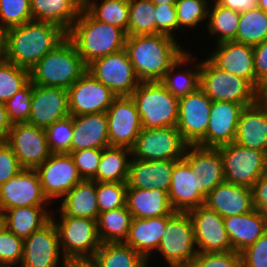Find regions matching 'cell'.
Masks as SVG:
<instances>
[{"mask_svg":"<svg viewBox=\"0 0 267 267\" xmlns=\"http://www.w3.org/2000/svg\"><path fill=\"white\" fill-rule=\"evenodd\" d=\"M174 37L165 34L128 35L125 50L140 82L161 81L186 52Z\"/></svg>","mask_w":267,"mask_h":267,"instance_id":"6da1fadb","label":"cell"},{"mask_svg":"<svg viewBox=\"0 0 267 267\" xmlns=\"http://www.w3.org/2000/svg\"><path fill=\"white\" fill-rule=\"evenodd\" d=\"M67 38V32L49 22L30 21L7 30V60L30 70Z\"/></svg>","mask_w":267,"mask_h":267,"instance_id":"7a4b0ae2","label":"cell"},{"mask_svg":"<svg viewBox=\"0 0 267 267\" xmlns=\"http://www.w3.org/2000/svg\"><path fill=\"white\" fill-rule=\"evenodd\" d=\"M127 34L119 27L97 20L84 6L67 38L87 66L92 61L125 48Z\"/></svg>","mask_w":267,"mask_h":267,"instance_id":"3957f363","label":"cell"},{"mask_svg":"<svg viewBox=\"0 0 267 267\" xmlns=\"http://www.w3.org/2000/svg\"><path fill=\"white\" fill-rule=\"evenodd\" d=\"M86 70L74 44L66 38L29 70L30 81L34 85L68 89Z\"/></svg>","mask_w":267,"mask_h":267,"instance_id":"277c9868","label":"cell"},{"mask_svg":"<svg viewBox=\"0 0 267 267\" xmlns=\"http://www.w3.org/2000/svg\"><path fill=\"white\" fill-rule=\"evenodd\" d=\"M140 115L142 128L176 127L179 99L160 81L140 82L131 94Z\"/></svg>","mask_w":267,"mask_h":267,"instance_id":"5b68a950","label":"cell"},{"mask_svg":"<svg viewBox=\"0 0 267 267\" xmlns=\"http://www.w3.org/2000/svg\"><path fill=\"white\" fill-rule=\"evenodd\" d=\"M200 89L212 101L242 104L259 99V92L246 80L216 67L208 58L200 62Z\"/></svg>","mask_w":267,"mask_h":267,"instance_id":"8992f818","label":"cell"},{"mask_svg":"<svg viewBox=\"0 0 267 267\" xmlns=\"http://www.w3.org/2000/svg\"><path fill=\"white\" fill-rule=\"evenodd\" d=\"M54 221L62 250V259L92 258L101 246L97 230V221L76 216H60Z\"/></svg>","mask_w":267,"mask_h":267,"instance_id":"52a82bcc","label":"cell"},{"mask_svg":"<svg viewBox=\"0 0 267 267\" xmlns=\"http://www.w3.org/2000/svg\"><path fill=\"white\" fill-rule=\"evenodd\" d=\"M223 162L226 182L252 188L267 170V153L236 142L217 147Z\"/></svg>","mask_w":267,"mask_h":267,"instance_id":"ba28073f","label":"cell"},{"mask_svg":"<svg viewBox=\"0 0 267 267\" xmlns=\"http://www.w3.org/2000/svg\"><path fill=\"white\" fill-rule=\"evenodd\" d=\"M169 267L191 265L198 250L194 227L188 212H175L167 221L166 230L156 250Z\"/></svg>","mask_w":267,"mask_h":267,"instance_id":"9c48e42d","label":"cell"},{"mask_svg":"<svg viewBox=\"0 0 267 267\" xmlns=\"http://www.w3.org/2000/svg\"><path fill=\"white\" fill-rule=\"evenodd\" d=\"M188 146L177 127L142 128L131 148V157L150 161H179L183 159Z\"/></svg>","mask_w":267,"mask_h":267,"instance_id":"30bf717a","label":"cell"},{"mask_svg":"<svg viewBox=\"0 0 267 267\" xmlns=\"http://www.w3.org/2000/svg\"><path fill=\"white\" fill-rule=\"evenodd\" d=\"M86 71L116 97L131 96L140 83L125 48L92 61Z\"/></svg>","mask_w":267,"mask_h":267,"instance_id":"8fae6325","label":"cell"},{"mask_svg":"<svg viewBox=\"0 0 267 267\" xmlns=\"http://www.w3.org/2000/svg\"><path fill=\"white\" fill-rule=\"evenodd\" d=\"M5 142L23 169H36L52 154L45 129L27 122L12 124Z\"/></svg>","mask_w":267,"mask_h":267,"instance_id":"7c38bea8","label":"cell"},{"mask_svg":"<svg viewBox=\"0 0 267 267\" xmlns=\"http://www.w3.org/2000/svg\"><path fill=\"white\" fill-rule=\"evenodd\" d=\"M35 170L50 202L55 198H63L77 183L83 181L69 153H52Z\"/></svg>","mask_w":267,"mask_h":267,"instance_id":"4fadbf2b","label":"cell"},{"mask_svg":"<svg viewBox=\"0 0 267 267\" xmlns=\"http://www.w3.org/2000/svg\"><path fill=\"white\" fill-rule=\"evenodd\" d=\"M212 100L199 88L179 98L176 127L188 145H197L206 134Z\"/></svg>","mask_w":267,"mask_h":267,"instance_id":"5bb4252c","label":"cell"},{"mask_svg":"<svg viewBox=\"0 0 267 267\" xmlns=\"http://www.w3.org/2000/svg\"><path fill=\"white\" fill-rule=\"evenodd\" d=\"M110 146L132 148L142 122L131 96L116 97L106 111Z\"/></svg>","mask_w":267,"mask_h":267,"instance_id":"9a60e30c","label":"cell"},{"mask_svg":"<svg viewBox=\"0 0 267 267\" xmlns=\"http://www.w3.org/2000/svg\"><path fill=\"white\" fill-rule=\"evenodd\" d=\"M67 91L72 116L106 112L116 98L108 87L87 71Z\"/></svg>","mask_w":267,"mask_h":267,"instance_id":"2e32d148","label":"cell"},{"mask_svg":"<svg viewBox=\"0 0 267 267\" xmlns=\"http://www.w3.org/2000/svg\"><path fill=\"white\" fill-rule=\"evenodd\" d=\"M193 227L198 252H229L231 242L226 232L223 217L206 205L188 211Z\"/></svg>","mask_w":267,"mask_h":267,"instance_id":"e0dca14e","label":"cell"},{"mask_svg":"<svg viewBox=\"0 0 267 267\" xmlns=\"http://www.w3.org/2000/svg\"><path fill=\"white\" fill-rule=\"evenodd\" d=\"M48 203L35 169H22L0 186L2 213L14 207L45 206Z\"/></svg>","mask_w":267,"mask_h":267,"instance_id":"ac0fdd59","label":"cell"},{"mask_svg":"<svg viewBox=\"0 0 267 267\" xmlns=\"http://www.w3.org/2000/svg\"><path fill=\"white\" fill-rule=\"evenodd\" d=\"M60 252L58 230L51 219L41 229L24 238L19 267H59Z\"/></svg>","mask_w":267,"mask_h":267,"instance_id":"d6986e66","label":"cell"},{"mask_svg":"<svg viewBox=\"0 0 267 267\" xmlns=\"http://www.w3.org/2000/svg\"><path fill=\"white\" fill-rule=\"evenodd\" d=\"M183 159L191 166L198 181V193L207 195L225 181L223 162L218 148L189 145Z\"/></svg>","mask_w":267,"mask_h":267,"instance_id":"ffe728a7","label":"cell"},{"mask_svg":"<svg viewBox=\"0 0 267 267\" xmlns=\"http://www.w3.org/2000/svg\"><path fill=\"white\" fill-rule=\"evenodd\" d=\"M69 115L67 89L33 84L31 111L27 123L46 129Z\"/></svg>","mask_w":267,"mask_h":267,"instance_id":"44dd1931","label":"cell"},{"mask_svg":"<svg viewBox=\"0 0 267 267\" xmlns=\"http://www.w3.org/2000/svg\"><path fill=\"white\" fill-rule=\"evenodd\" d=\"M243 108L242 104L234 102L212 101L205 137L197 145L217 148L234 142Z\"/></svg>","mask_w":267,"mask_h":267,"instance_id":"7402d4cb","label":"cell"},{"mask_svg":"<svg viewBox=\"0 0 267 267\" xmlns=\"http://www.w3.org/2000/svg\"><path fill=\"white\" fill-rule=\"evenodd\" d=\"M208 59L219 69L246 79L256 89L252 45L236 41L218 43Z\"/></svg>","mask_w":267,"mask_h":267,"instance_id":"603a6c76","label":"cell"},{"mask_svg":"<svg viewBox=\"0 0 267 267\" xmlns=\"http://www.w3.org/2000/svg\"><path fill=\"white\" fill-rule=\"evenodd\" d=\"M168 197L175 212H188L205 202L198 193L195 173L184 159L174 164Z\"/></svg>","mask_w":267,"mask_h":267,"instance_id":"cb8c5ba5","label":"cell"},{"mask_svg":"<svg viewBox=\"0 0 267 267\" xmlns=\"http://www.w3.org/2000/svg\"><path fill=\"white\" fill-rule=\"evenodd\" d=\"M234 142L267 153V104L258 99L243 108Z\"/></svg>","mask_w":267,"mask_h":267,"instance_id":"d4e9b609","label":"cell"},{"mask_svg":"<svg viewBox=\"0 0 267 267\" xmlns=\"http://www.w3.org/2000/svg\"><path fill=\"white\" fill-rule=\"evenodd\" d=\"M204 205L223 218L242 215L254 209L252 189L224 181L207 195Z\"/></svg>","mask_w":267,"mask_h":267,"instance_id":"484cf974","label":"cell"},{"mask_svg":"<svg viewBox=\"0 0 267 267\" xmlns=\"http://www.w3.org/2000/svg\"><path fill=\"white\" fill-rule=\"evenodd\" d=\"M175 160H139L130 157L127 187L159 189L168 192Z\"/></svg>","mask_w":267,"mask_h":267,"instance_id":"4316f807","label":"cell"},{"mask_svg":"<svg viewBox=\"0 0 267 267\" xmlns=\"http://www.w3.org/2000/svg\"><path fill=\"white\" fill-rule=\"evenodd\" d=\"M106 112L73 116L71 152L109 147Z\"/></svg>","mask_w":267,"mask_h":267,"instance_id":"83f0119b","label":"cell"},{"mask_svg":"<svg viewBox=\"0 0 267 267\" xmlns=\"http://www.w3.org/2000/svg\"><path fill=\"white\" fill-rule=\"evenodd\" d=\"M223 220L232 249L239 253L267 232V215L256 209Z\"/></svg>","mask_w":267,"mask_h":267,"instance_id":"f1b7e54d","label":"cell"},{"mask_svg":"<svg viewBox=\"0 0 267 267\" xmlns=\"http://www.w3.org/2000/svg\"><path fill=\"white\" fill-rule=\"evenodd\" d=\"M171 216L133 218L125 243L147 261L150 260L152 251L157 250L160 245L161 237L166 230L167 221Z\"/></svg>","mask_w":267,"mask_h":267,"instance_id":"f546056e","label":"cell"},{"mask_svg":"<svg viewBox=\"0 0 267 267\" xmlns=\"http://www.w3.org/2000/svg\"><path fill=\"white\" fill-rule=\"evenodd\" d=\"M126 207L132 218H152L173 215L168 192L159 189L127 187Z\"/></svg>","mask_w":267,"mask_h":267,"instance_id":"4dcf8cb0","label":"cell"},{"mask_svg":"<svg viewBox=\"0 0 267 267\" xmlns=\"http://www.w3.org/2000/svg\"><path fill=\"white\" fill-rule=\"evenodd\" d=\"M33 21L49 22L69 31L83 6L77 0H30Z\"/></svg>","mask_w":267,"mask_h":267,"instance_id":"1f68e13d","label":"cell"},{"mask_svg":"<svg viewBox=\"0 0 267 267\" xmlns=\"http://www.w3.org/2000/svg\"><path fill=\"white\" fill-rule=\"evenodd\" d=\"M62 199L60 216H76L97 220L99 215L96 182L83 180L77 183Z\"/></svg>","mask_w":267,"mask_h":267,"instance_id":"d6a6232c","label":"cell"},{"mask_svg":"<svg viewBox=\"0 0 267 267\" xmlns=\"http://www.w3.org/2000/svg\"><path fill=\"white\" fill-rule=\"evenodd\" d=\"M51 220L45 206L14 207L2 213V224L16 236L26 238Z\"/></svg>","mask_w":267,"mask_h":267,"instance_id":"836d02e7","label":"cell"},{"mask_svg":"<svg viewBox=\"0 0 267 267\" xmlns=\"http://www.w3.org/2000/svg\"><path fill=\"white\" fill-rule=\"evenodd\" d=\"M131 149L127 147L109 146L102 149L99 168L95 182H127Z\"/></svg>","mask_w":267,"mask_h":267,"instance_id":"e575fe53","label":"cell"},{"mask_svg":"<svg viewBox=\"0 0 267 267\" xmlns=\"http://www.w3.org/2000/svg\"><path fill=\"white\" fill-rule=\"evenodd\" d=\"M192 56L189 52H185L165 73L164 77L160 81L164 87L178 99L197 91L200 88V63L194 65L196 68L190 70L174 71L181 65H188L192 62ZM178 66V67H177Z\"/></svg>","mask_w":267,"mask_h":267,"instance_id":"d590c367","label":"cell"},{"mask_svg":"<svg viewBox=\"0 0 267 267\" xmlns=\"http://www.w3.org/2000/svg\"><path fill=\"white\" fill-rule=\"evenodd\" d=\"M132 219L126 206L99 213L96 221L101 243L125 242Z\"/></svg>","mask_w":267,"mask_h":267,"instance_id":"8d00e7d4","label":"cell"},{"mask_svg":"<svg viewBox=\"0 0 267 267\" xmlns=\"http://www.w3.org/2000/svg\"><path fill=\"white\" fill-rule=\"evenodd\" d=\"M92 258L97 267L148 266V261L125 242L101 243Z\"/></svg>","mask_w":267,"mask_h":267,"instance_id":"74e56055","label":"cell"},{"mask_svg":"<svg viewBox=\"0 0 267 267\" xmlns=\"http://www.w3.org/2000/svg\"><path fill=\"white\" fill-rule=\"evenodd\" d=\"M211 9V10H210ZM240 13L225 8L216 2L208 10V31L210 35L217 36V44L235 41Z\"/></svg>","mask_w":267,"mask_h":267,"instance_id":"f35d334b","label":"cell"},{"mask_svg":"<svg viewBox=\"0 0 267 267\" xmlns=\"http://www.w3.org/2000/svg\"><path fill=\"white\" fill-rule=\"evenodd\" d=\"M97 20L119 27L128 36L129 0H90L84 6Z\"/></svg>","mask_w":267,"mask_h":267,"instance_id":"ab89813d","label":"cell"},{"mask_svg":"<svg viewBox=\"0 0 267 267\" xmlns=\"http://www.w3.org/2000/svg\"><path fill=\"white\" fill-rule=\"evenodd\" d=\"M267 39V12L256 8L241 12L236 42L257 45Z\"/></svg>","mask_w":267,"mask_h":267,"instance_id":"60d3db41","label":"cell"},{"mask_svg":"<svg viewBox=\"0 0 267 267\" xmlns=\"http://www.w3.org/2000/svg\"><path fill=\"white\" fill-rule=\"evenodd\" d=\"M155 14L151 0H129L128 35L156 34Z\"/></svg>","mask_w":267,"mask_h":267,"instance_id":"b9f144b4","label":"cell"},{"mask_svg":"<svg viewBox=\"0 0 267 267\" xmlns=\"http://www.w3.org/2000/svg\"><path fill=\"white\" fill-rule=\"evenodd\" d=\"M30 81L28 69L8 60L0 63V102L6 103Z\"/></svg>","mask_w":267,"mask_h":267,"instance_id":"7bdbcfd3","label":"cell"},{"mask_svg":"<svg viewBox=\"0 0 267 267\" xmlns=\"http://www.w3.org/2000/svg\"><path fill=\"white\" fill-rule=\"evenodd\" d=\"M33 21L30 0H0V27L10 29Z\"/></svg>","mask_w":267,"mask_h":267,"instance_id":"ee69618b","label":"cell"},{"mask_svg":"<svg viewBox=\"0 0 267 267\" xmlns=\"http://www.w3.org/2000/svg\"><path fill=\"white\" fill-rule=\"evenodd\" d=\"M48 146L51 153L65 154L71 152L73 138V116L56 121L46 129Z\"/></svg>","mask_w":267,"mask_h":267,"instance_id":"f6af8a7d","label":"cell"},{"mask_svg":"<svg viewBox=\"0 0 267 267\" xmlns=\"http://www.w3.org/2000/svg\"><path fill=\"white\" fill-rule=\"evenodd\" d=\"M126 182H96L99 213L126 206Z\"/></svg>","mask_w":267,"mask_h":267,"instance_id":"bcb514c9","label":"cell"},{"mask_svg":"<svg viewBox=\"0 0 267 267\" xmlns=\"http://www.w3.org/2000/svg\"><path fill=\"white\" fill-rule=\"evenodd\" d=\"M208 0H178L175 4L179 30L183 27L191 29L201 21L207 19L209 4Z\"/></svg>","mask_w":267,"mask_h":267,"instance_id":"7dc6e473","label":"cell"},{"mask_svg":"<svg viewBox=\"0 0 267 267\" xmlns=\"http://www.w3.org/2000/svg\"><path fill=\"white\" fill-rule=\"evenodd\" d=\"M24 239L16 236L3 224L0 226V267L21 264Z\"/></svg>","mask_w":267,"mask_h":267,"instance_id":"c3c4849f","label":"cell"},{"mask_svg":"<svg viewBox=\"0 0 267 267\" xmlns=\"http://www.w3.org/2000/svg\"><path fill=\"white\" fill-rule=\"evenodd\" d=\"M32 95L33 84L29 81L5 103L8 119L12 124L28 122Z\"/></svg>","mask_w":267,"mask_h":267,"instance_id":"681fc988","label":"cell"},{"mask_svg":"<svg viewBox=\"0 0 267 267\" xmlns=\"http://www.w3.org/2000/svg\"><path fill=\"white\" fill-rule=\"evenodd\" d=\"M193 267H242L241 254L229 252H198L191 264Z\"/></svg>","mask_w":267,"mask_h":267,"instance_id":"f907efd6","label":"cell"},{"mask_svg":"<svg viewBox=\"0 0 267 267\" xmlns=\"http://www.w3.org/2000/svg\"><path fill=\"white\" fill-rule=\"evenodd\" d=\"M74 164L83 180H92L98 171L102 149H81L70 152Z\"/></svg>","mask_w":267,"mask_h":267,"instance_id":"816d5d0a","label":"cell"},{"mask_svg":"<svg viewBox=\"0 0 267 267\" xmlns=\"http://www.w3.org/2000/svg\"><path fill=\"white\" fill-rule=\"evenodd\" d=\"M240 254L242 267H267V232Z\"/></svg>","mask_w":267,"mask_h":267,"instance_id":"f5cc1de1","label":"cell"},{"mask_svg":"<svg viewBox=\"0 0 267 267\" xmlns=\"http://www.w3.org/2000/svg\"><path fill=\"white\" fill-rule=\"evenodd\" d=\"M155 13L156 34H165L175 38L174 32L179 28L175 5H155Z\"/></svg>","mask_w":267,"mask_h":267,"instance_id":"db71d44e","label":"cell"},{"mask_svg":"<svg viewBox=\"0 0 267 267\" xmlns=\"http://www.w3.org/2000/svg\"><path fill=\"white\" fill-rule=\"evenodd\" d=\"M22 169L12 148L5 141H0V186Z\"/></svg>","mask_w":267,"mask_h":267,"instance_id":"11a10c76","label":"cell"},{"mask_svg":"<svg viewBox=\"0 0 267 267\" xmlns=\"http://www.w3.org/2000/svg\"><path fill=\"white\" fill-rule=\"evenodd\" d=\"M256 90L259 92L262 83L267 80V39L253 46Z\"/></svg>","mask_w":267,"mask_h":267,"instance_id":"9f6ffc18","label":"cell"},{"mask_svg":"<svg viewBox=\"0 0 267 267\" xmlns=\"http://www.w3.org/2000/svg\"><path fill=\"white\" fill-rule=\"evenodd\" d=\"M254 209L267 215V170L252 186Z\"/></svg>","mask_w":267,"mask_h":267,"instance_id":"6f0895ef","label":"cell"},{"mask_svg":"<svg viewBox=\"0 0 267 267\" xmlns=\"http://www.w3.org/2000/svg\"><path fill=\"white\" fill-rule=\"evenodd\" d=\"M215 2L225 8L241 13L256 9L258 0H215Z\"/></svg>","mask_w":267,"mask_h":267,"instance_id":"680465c9","label":"cell"},{"mask_svg":"<svg viewBox=\"0 0 267 267\" xmlns=\"http://www.w3.org/2000/svg\"><path fill=\"white\" fill-rule=\"evenodd\" d=\"M12 123L8 119L5 103L0 102V141H5L8 137Z\"/></svg>","mask_w":267,"mask_h":267,"instance_id":"91938a15","label":"cell"},{"mask_svg":"<svg viewBox=\"0 0 267 267\" xmlns=\"http://www.w3.org/2000/svg\"><path fill=\"white\" fill-rule=\"evenodd\" d=\"M62 261V267H97L93 258H67Z\"/></svg>","mask_w":267,"mask_h":267,"instance_id":"94428289","label":"cell"},{"mask_svg":"<svg viewBox=\"0 0 267 267\" xmlns=\"http://www.w3.org/2000/svg\"><path fill=\"white\" fill-rule=\"evenodd\" d=\"M7 30L0 27V63L7 61Z\"/></svg>","mask_w":267,"mask_h":267,"instance_id":"6125c7cd","label":"cell"},{"mask_svg":"<svg viewBox=\"0 0 267 267\" xmlns=\"http://www.w3.org/2000/svg\"><path fill=\"white\" fill-rule=\"evenodd\" d=\"M259 100L262 103L267 104V80H265L261 85V88L259 90Z\"/></svg>","mask_w":267,"mask_h":267,"instance_id":"be15d7a7","label":"cell"},{"mask_svg":"<svg viewBox=\"0 0 267 267\" xmlns=\"http://www.w3.org/2000/svg\"><path fill=\"white\" fill-rule=\"evenodd\" d=\"M155 5L173 4L175 5L178 0H151Z\"/></svg>","mask_w":267,"mask_h":267,"instance_id":"e7e4bbea","label":"cell"},{"mask_svg":"<svg viewBox=\"0 0 267 267\" xmlns=\"http://www.w3.org/2000/svg\"><path fill=\"white\" fill-rule=\"evenodd\" d=\"M257 8L267 12V0H258Z\"/></svg>","mask_w":267,"mask_h":267,"instance_id":"03108f58","label":"cell"},{"mask_svg":"<svg viewBox=\"0 0 267 267\" xmlns=\"http://www.w3.org/2000/svg\"><path fill=\"white\" fill-rule=\"evenodd\" d=\"M82 6H85L90 0H77Z\"/></svg>","mask_w":267,"mask_h":267,"instance_id":"003e7915","label":"cell"},{"mask_svg":"<svg viewBox=\"0 0 267 267\" xmlns=\"http://www.w3.org/2000/svg\"><path fill=\"white\" fill-rule=\"evenodd\" d=\"M0 217H2V208L0 206Z\"/></svg>","mask_w":267,"mask_h":267,"instance_id":"a7ac6f4b","label":"cell"},{"mask_svg":"<svg viewBox=\"0 0 267 267\" xmlns=\"http://www.w3.org/2000/svg\"><path fill=\"white\" fill-rule=\"evenodd\" d=\"M181 267H193L192 265H186V266H181Z\"/></svg>","mask_w":267,"mask_h":267,"instance_id":"89a4df30","label":"cell"},{"mask_svg":"<svg viewBox=\"0 0 267 267\" xmlns=\"http://www.w3.org/2000/svg\"><path fill=\"white\" fill-rule=\"evenodd\" d=\"M2 225V217H0V226Z\"/></svg>","mask_w":267,"mask_h":267,"instance_id":"2644e50d","label":"cell"}]
</instances>
